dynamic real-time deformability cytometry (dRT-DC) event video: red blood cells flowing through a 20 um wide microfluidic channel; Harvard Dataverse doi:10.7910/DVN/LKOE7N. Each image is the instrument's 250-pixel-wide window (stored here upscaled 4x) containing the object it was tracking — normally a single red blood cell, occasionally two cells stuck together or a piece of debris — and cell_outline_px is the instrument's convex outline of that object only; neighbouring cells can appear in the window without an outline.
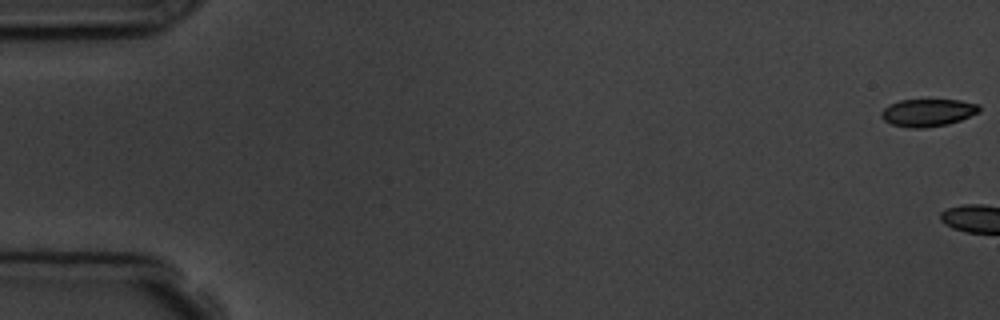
{"species": "common noctule bat (a hibernating species)", "species_latin": "Nyctalus noctula", "temperature_condition": "room temperature", "stored_images_in_passage": 7, "camera_frame_rate_fps": 3000, "um_per_image_px": 0.085, "animal": {"sex": "male", "body_mass_g": 19.5, "forearm_length_mm": 54.6}, "frame": {"image": 1, "passage_image": 1, "time_ms": 0.0, "image_size_px": [1000, 320], "cell_outline_px": [[980, 112], [960, 120], [948, 124], [924, 128], [912, 128], [892, 124], [884, 120], [880, 116], [880, 112], [888, 104], [900, 100], [960, 100], [980, 104]], "centroid_in_image_um": [78.87, 9.56], "position_along_channel_um": 6.1, "area_um2": 15.78}}
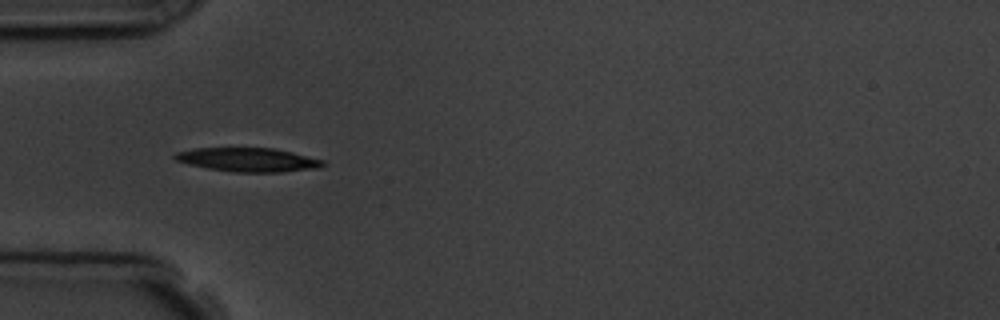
{"frame": {"image": 2, "passage_image": 6, "time_ms": 6.667, "image_size_px": [1000, 320], "cell_outline_px": [[328, 164], [320, 168], [280, 172], [236, 172], [208, 168], [188, 164], [176, 160], [172, 156], [176, 152], [192, 148], [276, 148], [324, 160]], "centroid_in_image_um": [21.12, 13.57], "position_along_channel_um": 63.9, "area_um2": 20.69}}